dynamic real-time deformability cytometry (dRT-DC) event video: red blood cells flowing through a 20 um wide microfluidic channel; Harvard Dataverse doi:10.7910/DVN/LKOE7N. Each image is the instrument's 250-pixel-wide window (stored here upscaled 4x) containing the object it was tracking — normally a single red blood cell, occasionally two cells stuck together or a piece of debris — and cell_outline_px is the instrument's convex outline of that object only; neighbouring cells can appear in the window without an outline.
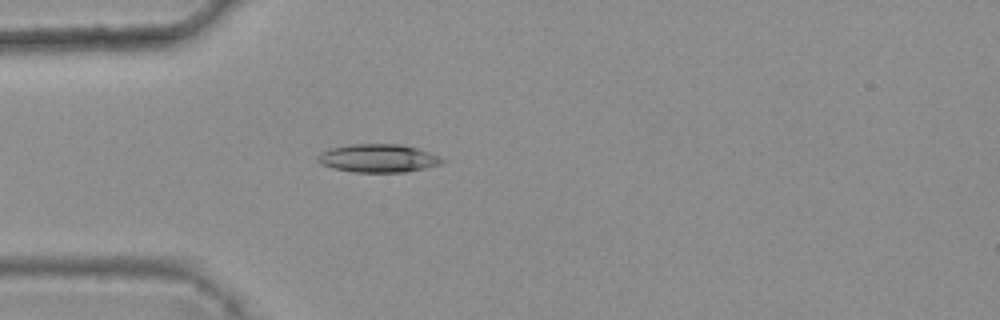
{"species": "common noctule bat (a hibernating species)", "species_latin": "Nyctalus noctula", "temperature_condition": "warm", "stored_images_in_passage": 3, "camera_frame_rate_fps": 3000, "um_per_image_px": 0.085, "animal": {"sex": "female", "body_mass_g": 25.1}, "frame": {"image": 1, "passage_image": 3, "time_ms": 0.667, "image_size_px": [1000, 320], "cell_outline_px": [[444, 160], [440, 164], [424, 168], [404, 172], [352, 172], [332, 168], [320, 164], [316, 160], [316, 156], [320, 152], [328, 148], [348, 144], [400, 144], [416, 148], [436, 156]], "centroid_in_image_um": [32.02, 13.45], "position_along_channel_um": 53.0, "area_um2": 20.4}}